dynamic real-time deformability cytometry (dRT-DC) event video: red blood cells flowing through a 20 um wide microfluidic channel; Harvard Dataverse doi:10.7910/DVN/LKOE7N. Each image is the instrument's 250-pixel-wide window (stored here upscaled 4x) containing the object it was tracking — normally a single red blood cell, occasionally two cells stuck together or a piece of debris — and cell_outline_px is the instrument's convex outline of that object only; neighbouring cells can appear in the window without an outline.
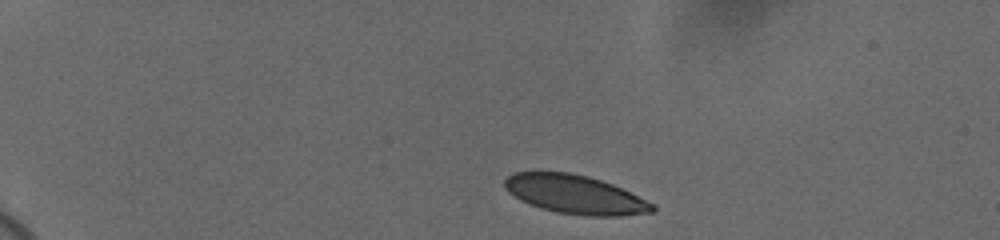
{"species": "human", "species_latin": "Homo sapiens", "temperature_condition": "cold", "stored_images_in_passage": 5, "camera_frame_rate_fps": 3000, "um_per_image_px": 0.085, "donor": {"sex": "female"}, "frame": {"image": 1, "passage_image": 1, "time_ms": 0.0, "image_size_px": [1000, 240], "cell_outline_px": [[656, 212], [620, 216], [588, 216], [556, 212], [540, 208], [520, 200], [508, 192], [504, 188], [504, 180], [512, 172], [572, 172], [588, 176], [612, 184], [656, 204]], "centroid_in_image_um": [48.89, 16.53], "position_along_channel_um": 36.1, "area_um2": 33.58}}
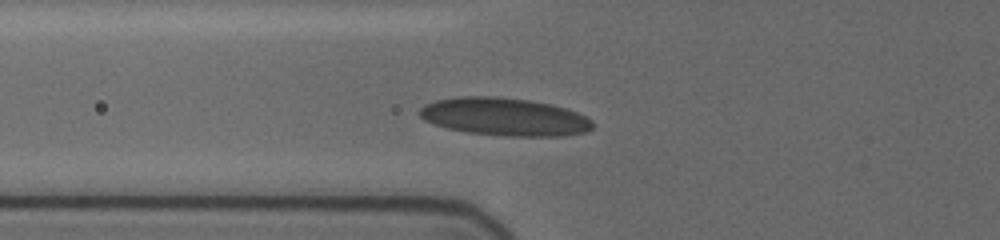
{"frame": {"image": 2, "passage_image": 5, "time_ms": 3.667, "image_size_px": [1000, 240], "cell_outline_px": [[592, 128], [588, 132], [564, 136], [504, 136], [468, 132], [448, 128], [424, 120], [420, 116], [420, 108], [424, 104], [436, 100], [460, 96], [500, 96], [528, 100], [548, 104], [564, 108], [576, 112], [592, 120]], "centroid_in_image_um": [42.88, 9.93], "position_along_channel_um": 82.9, "area_um2": 38.09}}